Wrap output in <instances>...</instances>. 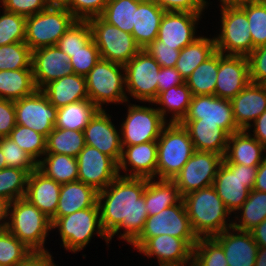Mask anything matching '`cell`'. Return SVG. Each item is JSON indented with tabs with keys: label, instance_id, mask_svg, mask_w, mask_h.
<instances>
[{
	"label": "cell",
	"instance_id": "obj_1",
	"mask_svg": "<svg viewBox=\"0 0 266 266\" xmlns=\"http://www.w3.org/2000/svg\"><path fill=\"white\" fill-rule=\"evenodd\" d=\"M146 184V178L118 175L105 189L98 191L101 225L109 240L121 228L125 231L120 237L129 244L142 233L148 217L144 198Z\"/></svg>",
	"mask_w": 266,
	"mask_h": 266
},
{
	"label": "cell",
	"instance_id": "obj_2",
	"mask_svg": "<svg viewBox=\"0 0 266 266\" xmlns=\"http://www.w3.org/2000/svg\"><path fill=\"white\" fill-rule=\"evenodd\" d=\"M183 202L192 229L198 238H212L232 228V222L226 223V218L231 212L226 208L213 186L184 195Z\"/></svg>",
	"mask_w": 266,
	"mask_h": 266
},
{
	"label": "cell",
	"instance_id": "obj_3",
	"mask_svg": "<svg viewBox=\"0 0 266 266\" xmlns=\"http://www.w3.org/2000/svg\"><path fill=\"white\" fill-rule=\"evenodd\" d=\"M156 142V176L159 180H173L195 152L189 133L181 123L169 122Z\"/></svg>",
	"mask_w": 266,
	"mask_h": 266
},
{
	"label": "cell",
	"instance_id": "obj_4",
	"mask_svg": "<svg viewBox=\"0 0 266 266\" xmlns=\"http://www.w3.org/2000/svg\"><path fill=\"white\" fill-rule=\"evenodd\" d=\"M11 210V212H10ZM7 230L32 251H47L44 243L51 228L50 219L25 198L8 204Z\"/></svg>",
	"mask_w": 266,
	"mask_h": 266
},
{
	"label": "cell",
	"instance_id": "obj_5",
	"mask_svg": "<svg viewBox=\"0 0 266 266\" xmlns=\"http://www.w3.org/2000/svg\"><path fill=\"white\" fill-rule=\"evenodd\" d=\"M51 228H58L63 246L66 250L77 252L82 250L96 231L109 243V237L104 232L99 213V206L78 210L70 215L52 218Z\"/></svg>",
	"mask_w": 266,
	"mask_h": 266
},
{
	"label": "cell",
	"instance_id": "obj_6",
	"mask_svg": "<svg viewBox=\"0 0 266 266\" xmlns=\"http://www.w3.org/2000/svg\"><path fill=\"white\" fill-rule=\"evenodd\" d=\"M76 20L65 7H48L26 18L24 42L31 51L56 45Z\"/></svg>",
	"mask_w": 266,
	"mask_h": 266
},
{
	"label": "cell",
	"instance_id": "obj_7",
	"mask_svg": "<svg viewBox=\"0 0 266 266\" xmlns=\"http://www.w3.org/2000/svg\"><path fill=\"white\" fill-rule=\"evenodd\" d=\"M162 234L181 238L192 249L198 242L199 238L192 229L183 200L158 214L148 216L142 233L131 245L139 250L150 238Z\"/></svg>",
	"mask_w": 266,
	"mask_h": 266
},
{
	"label": "cell",
	"instance_id": "obj_8",
	"mask_svg": "<svg viewBox=\"0 0 266 266\" xmlns=\"http://www.w3.org/2000/svg\"><path fill=\"white\" fill-rule=\"evenodd\" d=\"M124 65L100 59L85 76L89 99L99 108L104 103L127 102Z\"/></svg>",
	"mask_w": 266,
	"mask_h": 266
},
{
	"label": "cell",
	"instance_id": "obj_9",
	"mask_svg": "<svg viewBox=\"0 0 266 266\" xmlns=\"http://www.w3.org/2000/svg\"><path fill=\"white\" fill-rule=\"evenodd\" d=\"M257 167L224 162L219 166L212 186L231 213L247 200L255 183Z\"/></svg>",
	"mask_w": 266,
	"mask_h": 266
},
{
	"label": "cell",
	"instance_id": "obj_10",
	"mask_svg": "<svg viewBox=\"0 0 266 266\" xmlns=\"http://www.w3.org/2000/svg\"><path fill=\"white\" fill-rule=\"evenodd\" d=\"M88 23L101 59L126 65L141 50L132 34L109 24L101 16L90 18Z\"/></svg>",
	"mask_w": 266,
	"mask_h": 266
},
{
	"label": "cell",
	"instance_id": "obj_11",
	"mask_svg": "<svg viewBox=\"0 0 266 266\" xmlns=\"http://www.w3.org/2000/svg\"><path fill=\"white\" fill-rule=\"evenodd\" d=\"M222 31L214 37L216 51L225 55L247 57L253 50L246 13L238 6L221 7Z\"/></svg>",
	"mask_w": 266,
	"mask_h": 266
},
{
	"label": "cell",
	"instance_id": "obj_12",
	"mask_svg": "<svg viewBox=\"0 0 266 266\" xmlns=\"http://www.w3.org/2000/svg\"><path fill=\"white\" fill-rule=\"evenodd\" d=\"M124 69L125 90L135 99L152 103L158 95L160 64L141 49Z\"/></svg>",
	"mask_w": 266,
	"mask_h": 266
},
{
	"label": "cell",
	"instance_id": "obj_13",
	"mask_svg": "<svg viewBox=\"0 0 266 266\" xmlns=\"http://www.w3.org/2000/svg\"><path fill=\"white\" fill-rule=\"evenodd\" d=\"M126 120L121 127L122 147L157 141L165 125L157 108L129 105Z\"/></svg>",
	"mask_w": 266,
	"mask_h": 266
},
{
	"label": "cell",
	"instance_id": "obj_14",
	"mask_svg": "<svg viewBox=\"0 0 266 266\" xmlns=\"http://www.w3.org/2000/svg\"><path fill=\"white\" fill-rule=\"evenodd\" d=\"M223 157L213 152L195 151L172 180L182 196L212 186Z\"/></svg>",
	"mask_w": 266,
	"mask_h": 266
},
{
	"label": "cell",
	"instance_id": "obj_15",
	"mask_svg": "<svg viewBox=\"0 0 266 266\" xmlns=\"http://www.w3.org/2000/svg\"><path fill=\"white\" fill-rule=\"evenodd\" d=\"M16 124L26 126L45 137L55 128L57 110L41 90L15 100Z\"/></svg>",
	"mask_w": 266,
	"mask_h": 266
},
{
	"label": "cell",
	"instance_id": "obj_16",
	"mask_svg": "<svg viewBox=\"0 0 266 266\" xmlns=\"http://www.w3.org/2000/svg\"><path fill=\"white\" fill-rule=\"evenodd\" d=\"M76 159L78 181L93 187L97 192L105 189L120 175L118 164L95 147L85 145Z\"/></svg>",
	"mask_w": 266,
	"mask_h": 266
},
{
	"label": "cell",
	"instance_id": "obj_17",
	"mask_svg": "<svg viewBox=\"0 0 266 266\" xmlns=\"http://www.w3.org/2000/svg\"><path fill=\"white\" fill-rule=\"evenodd\" d=\"M183 120H201V123L218 124L229 136L241 130L235 122L231 100L215 95L192 96Z\"/></svg>",
	"mask_w": 266,
	"mask_h": 266
},
{
	"label": "cell",
	"instance_id": "obj_18",
	"mask_svg": "<svg viewBox=\"0 0 266 266\" xmlns=\"http://www.w3.org/2000/svg\"><path fill=\"white\" fill-rule=\"evenodd\" d=\"M201 14L165 11L157 35L160 46L181 50L194 42L198 38V36L195 37V24L198 23L196 21L200 19Z\"/></svg>",
	"mask_w": 266,
	"mask_h": 266
},
{
	"label": "cell",
	"instance_id": "obj_19",
	"mask_svg": "<svg viewBox=\"0 0 266 266\" xmlns=\"http://www.w3.org/2000/svg\"><path fill=\"white\" fill-rule=\"evenodd\" d=\"M31 66L38 90L52 81L73 73L70 56L61 51L57 45L32 51Z\"/></svg>",
	"mask_w": 266,
	"mask_h": 266
},
{
	"label": "cell",
	"instance_id": "obj_20",
	"mask_svg": "<svg viewBox=\"0 0 266 266\" xmlns=\"http://www.w3.org/2000/svg\"><path fill=\"white\" fill-rule=\"evenodd\" d=\"M250 82L247 57L224 55L219 52V70L214 91L216 97L231 100Z\"/></svg>",
	"mask_w": 266,
	"mask_h": 266
},
{
	"label": "cell",
	"instance_id": "obj_21",
	"mask_svg": "<svg viewBox=\"0 0 266 266\" xmlns=\"http://www.w3.org/2000/svg\"><path fill=\"white\" fill-rule=\"evenodd\" d=\"M110 117L104 109H100L95 114L83 131L85 145L97 148L118 164L123 148L122 138L111 122Z\"/></svg>",
	"mask_w": 266,
	"mask_h": 266
},
{
	"label": "cell",
	"instance_id": "obj_22",
	"mask_svg": "<svg viewBox=\"0 0 266 266\" xmlns=\"http://www.w3.org/2000/svg\"><path fill=\"white\" fill-rule=\"evenodd\" d=\"M138 252L157 257L160 266H185L192 263L193 256V249L183 239L167 234L150 238Z\"/></svg>",
	"mask_w": 266,
	"mask_h": 266
},
{
	"label": "cell",
	"instance_id": "obj_23",
	"mask_svg": "<svg viewBox=\"0 0 266 266\" xmlns=\"http://www.w3.org/2000/svg\"><path fill=\"white\" fill-rule=\"evenodd\" d=\"M230 229L237 231V234L230 232ZM212 238L224 250L228 266H255L259 246L251 232L229 228Z\"/></svg>",
	"mask_w": 266,
	"mask_h": 266
},
{
	"label": "cell",
	"instance_id": "obj_24",
	"mask_svg": "<svg viewBox=\"0 0 266 266\" xmlns=\"http://www.w3.org/2000/svg\"><path fill=\"white\" fill-rule=\"evenodd\" d=\"M231 103L237 126L249 131L250 121L254 122L266 110V85L250 82Z\"/></svg>",
	"mask_w": 266,
	"mask_h": 266
},
{
	"label": "cell",
	"instance_id": "obj_25",
	"mask_svg": "<svg viewBox=\"0 0 266 266\" xmlns=\"http://www.w3.org/2000/svg\"><path fill=\"white\" fill-rule=\"evenodd\" d=\"M118 163V173L120 169L127 170V166H132L129 174L121 175L124 177L155 179L157 167V142L150 141L137 145L125 146ZM128 164V165H127ZM131 173V174H130Z\"/></svg>",
	"mask_w": 266,
	"mask_h": 266
},
{
	"label": "cell",
	"instance_id": "obj_26",
	"mask_svg": "<svg viewBox=\"0 0 266 266\" xmlns=\"http://www.w3.org/2000/svg\"><path fill=\"white\" fill-rule=\"evenodd\" d=\"M60 188V183L45 176L36 168L28 176L24 198L51 220L58 206Z\"/></svg>",
	"mask_w": 266,
	"mask_h": 266
},
{
	"label": "cell",
	"instance_id": "obj_27",
	"mask_svg": "<svg viewBox=\"0 0 266 266\" xmlns=\"http://www.w3.org/2000/svg\"><path fill=\"white\" fill-rule=\"evenodd\" d=\"M195 151L213 152L224 158L229 135L218 124L201 123V120H182Z\"/></svg>",
	"mask_w": 266,
	"mask_h": 266
},
{
	"label": "cell",
	"instance_id": "obj_28",
	"mask_svg": "<svg viewBox=\"0 0 266 266\" xmlns=\"http://www.w3.org/2000/svg\"><path fill=\"white\" fill-rule=\"evenodd\" d=\"M247 130L235 132L228 138L226 153L223 158L225 164H241L245 166H259L264 159L262 155L266 148Z\"/></svg>",
	"mask_w": 266,
	"mask_h": 266
},
{
	"label": "cell",
	"instance_id": "obj_29",
	"mask_svg": "<svg viewBox=\"0 0 266 266\" xmlns=\"http://www.w3.org/2000/svg\"><path fill=\"white\" fill-rule=\"evenodd\" d=\"M164 13L165 10L153 0H138L132 36L141 49H145L157 39L160 22Z\"/></svg>",
	"mask_w": 266,
	"mask_h": 266
},
{
	"label": "cell",
	"instance_id": "obj_30",
	"mask_svg": "<svg viewBox=\"0 0 266 266\" xmlns=\"http://www.w3.org/2000/svg\"><path fill=\"white\" fill-rule=\"evenodd\" d=\"M41 91L56 108L89 99L86 79L84 76L72 73L50 82Z\"/></svg>",
	"mask_w": 266,
	"mask_h": 266
},
{
	"label": "cell",
	"instance_id": "obj_31",
	"mask_svg": "<svg viewBox=\"0 0 266 266\" xmlns=\"http://www.w3.org/2000/svg\"><path fill=\"white\" fill-rule=\"evenodd\" d=\"M98 192L81 181L61 184L60 197L55 216L60 218L78 210L94 207L97 204Z\"/></svg>",
	"mask_w": 266,
	"mask_h": 266
},
{
	"label": "cell",
	"instance_id": "obj_32",
	"mask_svg": "<svg viewBox=\"0 0 266 266\" xmlns=\"http://www.w3.org/2000/svg\"><path fill=\"white\" fill-rule=\"evenodd\" d=\"M144 198L148 216L158 214L183 200L179 188L172 180L159 179L156 182L153 179H147Z\"/></svg>",
	"mask_w": 266,
	"mask_h": 266
},
{
	"label": "cell",
	"instance_id": "obj_33",
	"mask_svg": "<svg viewBox=\"0 0 266 266\" xmlns=\"http://www.w3.org/2000/svg\"><path fill=\"white\" fill-rule=\"evenodd\" d=\"M216 52L215 39L199 36L194 42L180 50L175 68L186 80L192 72Z\"/></svg>",
	"mask_w": 266,
	"mask_h": 266
},
{
	"label": "cell",
	"instance_id": "obj_34",
	"mask_svg": "<svg viewBox=\"0 0 266 266\" xmlns=\"http://www.w3.org/2000/svg\"><path fill=\"white\" fill-rule=\"evenodd\" d=\"M36 90L32 69L0 71V98L15 101Z\"/></svg>",
	"mask_w": 266,
	"mask_h": 266
},
{
	"label": "cell",
	"instance_id": "obj_35",
	"mask_svg": "<svg viewBox=\"0 0 266 266\" xmlns=\"http://www.w3.org/2000/svg\"><path fill=\"white\" fill-rule=\"evenodd\" d=\"M100 109L90 100H80L59 107L55 128L84 131L89 121Z\"/></svg>",
	"mask_w": 266,
	"mask_h": 266
},
{
	"label": "cell",
	"instance_id": "obj_36",
	"mask_svg": "<svg viewBox=\"0 0 266 266\" xmlns=\"http://www.w3.org/2000/svg\"><path fill=\"white\" fill-rule=\"evenodd\" d=\"M46 157L39 159L37 169L45 176L60 184L78 181V163L75 157L45 153Z\"/></svg>",
	"mask_w": 266,
	"mask_h": 266
},
{
	"label": "cell",
	"instance_id": "obj_37",
	"mask_svg": "<svg viewBox=\"0 0 266 266\" xmlns=\"http://www.w3.org/2000/svg\"><path fill=\"white\" fill-rule=\"evenodd\" d=\"M191 99V90L186 83H183L180 86H173L160 92L152 103L163 106L162 108H157V110L164 119L166 111H170L173 113V119L171 118L170 122L180 123L187 115Z\"/></svg>",
	"mask_w": 266,
	"mask_h": 266
},
{
	"label": "cell",
	"instance_id": "obj_38",
	"mask_svg": "<svg viewBox=\"0 0 266 266\" xmlns=\"http://www.w3.org/2000/svg\"><path fill=\"white\" fill-rule=\"evenodd\" d=\"M219 70V52L201 63L185 80L192 96L214 95Z\"/></svg>",
	"mask_w": 266,
	"mask_h": 266
},
{
	"label": "cell",
	"instance_id": "obj_39",
	"mask_svg": "<svg viewBox=\"0 0 266 266\" xmlns=\"http://www.w3.org/2000/svg\"><path fill=\"white\" fill-rule=\"evenodd\" d=\"M85 146L83 131L54 128L46 137V153L77 157Z\"/></svg>",
	"mask_w": 266,
	"mask_h": 266
},
{
	"label": "cell",
	"instance_id": "obj_40",
	"mask_svg": "<svg viewBox=\"0 0 266 266\" xmlns=\"http://www.w3.org/2000/svg\"><path fill=\"white\" fill-rule=\"evenodd\" d=\"M242 211L238 223L232 222V228L240 231L250 232L266 219V192L251 190L247 200L237 210Z\"/></svg>",
	"mask_w": 266,
	"mask_h": 266
},
{
	"label": "cell",
	"instance_id": "obj_41",
	"mask_svg": "<svg viewBox=\"0 0 266 266\" xmlns=\"http://www.w3.org/2000/svg\"><path fill=\"white\" fill-rule=\"evenodd\" d=\"M138 0H108L101 17L111 25L132 34Z\"/></svg>",
	"mask_w": 266,
	"mask_h": 266
},
{
	"label": "cell",
	"instance_id": "obj_42",
	"mask_svg": "<svg viewBox=\"0 0 266 266\" xmlns=\"http://www.w3.org/2000/svg\"><path fill=\"white\" fill-rule=\"evenodd\" d=\"M29 173L19 168L6 167L0 170V198L8 203L24 198Z\"/></svg>",
	"mask_w": 266,
	"mask_h": 266
},
{
	"label": "cell",
	"instance_id": "obj_43",
	"mask_svg": "<svg viewBox=\"0 0 266 266\" xmlns=\"http://www.w3.org/2000/svg\"><path fill=\"white\" fill-rule=\"evenodd\" d=\"M238 6L246 13L253 50L266 45V7L259 0H247Z\"/></svg>",
	"mask_w": 266,
	"mask_h": 266
},
{
	"label": "cell",
	"instance_id": "obj_44",
	"mask_svg": "<svg viewBox=\"0 0 266 266\" xmlns=\"http://www.w3.org/2000/svg\"><path fill=\"white\" fill-rule=\"evenodd\" d=\"M8 138L27 152L37 163L38 157L41 158V155L44 156L46 153V137L26 126L16 124Z\"/></svg>",
	"mask_w": 266,
	"mask_h": 266
},
{
	"label": "cell",
	"instance_id": "obj_45",
	"mask_svg": "<svg viewBox=\"0 0 266 266\" xmlns=\"http://www.w3.org/2000/svg\"><path fill=\"white\" fill-rule=\"evenodd\" d=\"M92 40V31L88 20H76L58 40V48L70 58Z\"/></svg>",
	"mask_w": 266,
	"mask_h": 266
},
{
	"label": "cell",
	"instance_id": "obj_46",
	"mask_svg": "<svg viewBox=\"0 0 266 266\" xmlns=\"http://www.w3.org/2000/svg\"><path fill=\"white\" fill-rule=\"evenodd\" d=\"M32 51L25 42L0 46V71L32 69Z\"/></svg>",
	"mask_w": 266,
	"mask_h": 266
},
{
	"label": "cell",
	"instance_id": "obj_47",
	"mask_svg": "<svg viewBox=\"0 0 266 266\" xmlns=\"http://www.w3.org/2000/svg\"><path fill=\"white\" fill-rule=\"evenodd\" d=\"M195 266H228L222 247L213 238H199L193 247Z\"/></svg>",
	"mask_w": 266,
	"mask_h": 266
},
{
	"label": "cell",
	"instance_id": "obj_48",
	"mask_svg": "<svg viewBox=\"0 0 266 266\" xmlns=\"http://www.w3.org/2000/svg\"><path fill=\"white\" fill-rule=\"evenodd\" d=\"M32 250L7 229L0 231V266H16Z\"/></svg>",
	"mask_w": 266,
	"mask_h": 266
},
{
	"label": "cell",
	"instance_id": "obj_49",
	"mask_svg": "<svg viewBox=\"0 0 266 266\" xmlns=\"http://www.w3.org/2000/svg\"><path fill=\"white\" fill-rule=\"evenodd\" d=\"M3 10L0 16V46L24 42L27 17Z\"/></svg>",
	"mask_w": 266,
	"mask_h": 266
},
{
	"label": "cell",
	"instance_id": "obj_50",
	"mask_svg": "<svg viewBox=\"0 0 266 266\" xmlns=\"http://www.w3.org/2000/svg\"><path fill=\"white\" fill-rule=\"evenodd\" d=\"M0 148L6 161V167L26 170L29 174L37 168V162L10 138H0Z\"/></svg>",
	"mask_w": 266,
	"mask_h": 266
},
{
	"label": "cell",
	"instance_id": "obj_51",
	"mask_svg": "<svg viewBox=\"0 0 266 266\" xmlns=\"http://www.w3.org/2000/svg\"><path fill=\"white\" fill-rule=\"evenodd\" d=\"M100 59V52L92 39L81 50L72 54L70 58L72 71L77 75L85 77Z\"/></svg>",
	"mask_w": 266,
	"mask_h": 266
},
{
	"label": "cell",
	"instance_id": "obj_52",
	"mask_svg": "<svg viewBox=\"0 0 266 266\" xmlns=\"http://www.w3.org/2000/svg\"><path fill=\"white\" fill-rule=\"evenodd\" d=\"M108 0H71L66 9L77 20H89L101 16Z\"/></svg>",
	"mask_w": 266,
	"mask_h": 266
},
{
	"label": "cell",
	"instance_id": "obj_53",
	"mask_svg": "<svg viewBox=\"0 0 266 266\" xmlns=\"http://www.w3.org/2000/svg\"><path fill=\"white\" fill-rule=\"evenodd\" d=\"M247 58L251 82L266 85V45L252 50Z\"/></svg>",
	"mask_w": 266,
	"mask_h": 266
},
{
	"label": "cell",
	"instance_id": "obj_54",
	"mask_svg": "<svg viewBox=\"0 0 266 266\" xmlns=\"http://www.w3.org/2000/svg\"><path fill=\"white\" fill-rule=\"evenodd\" d=\"M3 9L25 17L39 13L49 7L47 0H0Z\"/></svg>",
	"mask_w": 266,
	"mask_h": 266
},
{
	"label": "cell",
	"instance_id": "obj_55",
	"mask_svg": "<svg viewBox=\"0 0 266 266\" xmlns=\"http://www.w3.org/2000/svg\"><path fill=\"white\" fill-rule=\"evenodd\" d=\"M144 50L160 64V67H175L180 55V50L160 46L158 39H155Z\"/></svg>",
	"mask_w": 266,
	"mask_h": 266
},
{
	"label": "cell",
	"instance_id": "obj_56",
	"mask_svg": "<svg viewBox=\"0 0 266 266\" xmlns=\"http://www.w3.org/2000/svg\"><path fill=\"white\" fill-rule=\"evenodd\" d=\"M165 11L202 13L208 3L205 0H153Z\"/></svg>",
	"mask_w": 266,
	"mask_h": 266
},
{
	"label": "cell",
	"instance_id": "obj_57",
	"mask_svg": "<svg viewBox=\"0 0 266 266\" xmlns=\"http://www.w3.org/2000/svg\"><path fill=\"white\" fill-rule=\"evenodd\" d=\"M16 125L14 101L0 98V138L8 137Z\"/></svg>",
	"mask_w": 266,
	"mask_h": 266
},
{
	"label": "cell",
	"instance_id": "obj_58",
	"mask_svg": "<svg viewBox=\"0 0 266 266\" xmlns=\"http://www.w3.org/2000/svg\"><path fill=\"white\" fill-rule=\"evenodd\" d=\"M158 82V94L173 86H180L185 83V80L181 77L179 71L175 67H160L159 81Z\"/></svg>",
	"mask_w": 266,
	"mask_h": 266
},
{
	"label": "cell",
	"instance_id": "obj_59",
	"mask_svg": "<svg viewBox=\"0 0 266 266\" xmlns=\"http://www.w3.org/2000/svg\"><path fill=\"white\" fill-rule=\"evenodd\" d=\"M16 266H56L52 255L48 251H32L23 261Z\"/></svg>",
	"mask_w": 266,
	"mask_h": 266
},
{
	"label": "cell",
	"instance_id": "obj_60",
	"mask_svg": "<svg viewBox=\"0 0 266 266\" xmlns=\"http://www.w3.org/2000/svg\"><path fill=\"white\" fill-rule=\"evenodd\" d=\"M254 138L266 148V110L254 121Z\"/></svg>",
	"mask_w": 266,
	"mask_h": 266
},
{
	"label": "cell",
	"instance_id": "obj_61",
	"mask_svg": "<svg viewBox=\"0 0 266 266\" xmlns=\"http://www.w3.org/2000/svg\"><path fill=\"white\" fill-rule=\"evenodd\" d=\"M253 190L266 192V156L261 164L257 167V175Z\"/></svg>",
	"mask_w": 266,
	"mask_h": 266
},
{
	"label": "cell",
	"instance_id": "obj_62",
	"mask_svg": "<svg viewBox=\"0 0 266 266\" xmlns=\"http://www.w3.org/2000/svg\"><path fill=\"white\" fill-rule=\"evenodd\" d=\"M250 232L258 246L266 247V219H264Z\"/></svg>",
	"mask_w": 266,
	"mask_h": 266
},
{
	"label": "cell",
	"instance_id": "obj_63",
	"mask_svg": "<svg viewBox=\"0 0 266 266\" xmlns=\"http://www.w3.org/2000/svg\"><path fill=\"white\" fill-rule=\"evenodd\" d=\"M8 202L0 198V231L6 230L7 229V221L6 218L8 219Z\"/></svg>",
	"mask_w": 266,
	"mask_h": 266
},
{
	"label": "cell",
	"instance_id": "obj_64",
	"mask_svg": "<svg viewBox=\"0 0 266 266\" xmlns=\"http://www.w3.org/2000/svg\"><path fill=\"white\" fill-rule=\"evenodd\" d=\"M255 266H266V247L259 246Z\"/></svg>",
	"mask_w": 266,
	"mask_h": 266
},
{
	"label": "cell",
	"instance_id": "obj_65",
	"mask_svg": "<svg viewBox=\"0 0 266 266\" xmlns=\"http://www.w3.org/2000/svg\"><path fill=\"white\" fill-rule=\"evenodd\" d=\"M49 7H67L71 0H47Z\"/></svg>",
	"mask_w": 266,
	"mask_h": 266
},
{
	"label": "cell",
	"instance_id": "obj_66",
	"mask_svg": "<svg viewBox=\"0 0 266 266\" xmlns=\"http://www.w3.org/2000/svg\"><path fill=\"white\" fill-rule=\"evenodd\" d=\"M247 0H220L221 3V7L222 6H235V5H240L244 2H246Z\"/></svg>",
	"mask_w": 266,
	"mask_h": 266
},
{
	"label": "cell",
	"instance_id": "obj_67",
	"mask_svg": "<svg viewBox=\"0 0 266 266\" xmlns=\"http://www.w3.org/2000/svg\"><path fill=\"white\" fill-rule=\"evenodd\" d=\"M6 168V161L0 148V170Z\"/></svg>",
	"mask_w": 266,
	"mask_h": 266
},
{
	"label": "cell",
	"instance_id": "obj_68",
	"mask_svg": "<svg viewBox=\"0 0 266 266\" xmlns=\"http://www.w3.org/2000/svg\"><path fill=\"white\" fill-rule=\"evenodd\" d=\"M266 7V0H259Z\"/></svg>",
	"mask_w": 266,
	"mask_h": 266
}]
</instances>
